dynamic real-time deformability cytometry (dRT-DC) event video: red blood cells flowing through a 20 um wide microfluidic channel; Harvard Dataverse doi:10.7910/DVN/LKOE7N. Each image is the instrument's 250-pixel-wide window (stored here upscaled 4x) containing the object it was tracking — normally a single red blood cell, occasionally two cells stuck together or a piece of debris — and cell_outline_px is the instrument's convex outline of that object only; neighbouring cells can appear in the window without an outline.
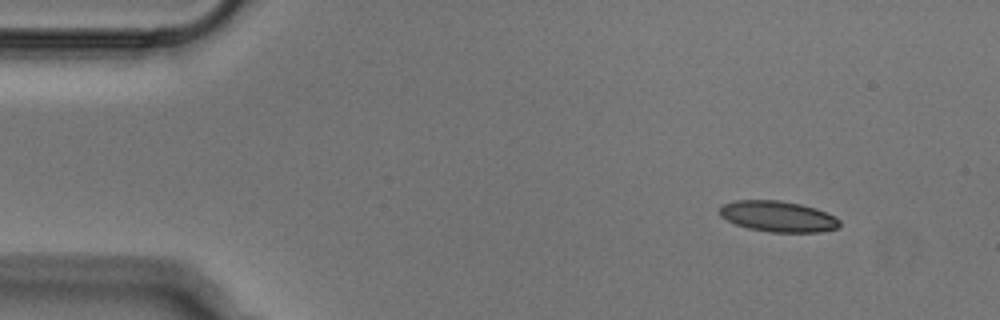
{"species": "Egyptian fruit bat (a non-hibernating species)", "species_latin": "Rousettus aegyptiacus", "temperature_condition": "cold", "stored_images_in_passage": 47, "camera_frame_rate_fps": 3000, "um_per_image_px": 0.085, "animal": {"sex": "male"}, "frame": {"image": 1, "passage_image": 1, "time_ms": 0.0, "image_size_px": [1000, 320], "cell_outline_px": [[840, 224], [836, 228], [820, 232], [768, 232], [748, 228], [736, 224], [720, 216], [720, 208], [724, 204], [736, 200], [780, 200], [800, 204], [816, 208], [828, 212], [836, 216], [840, 220]], "centroid_in_image_um": [66.16, 18.39], "position_along_channel_um": 18.8, "area_um2": 21.62}}
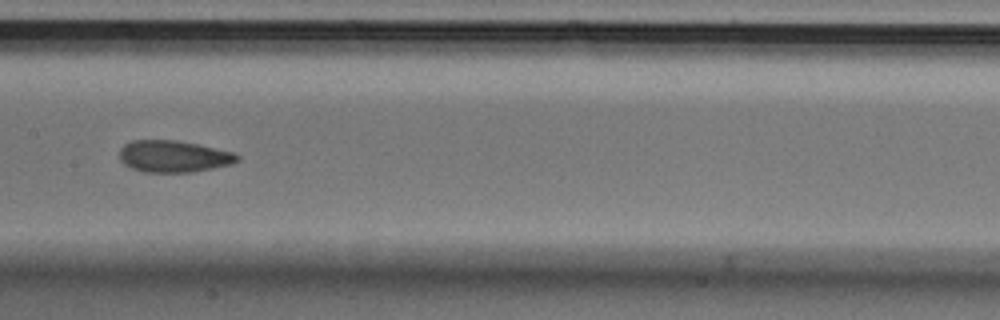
{"frame": {"image": 2, "passage_image": 21, "time_ms": 6.667, "image_size_px": [1000, 320], "cell_outline_px": [[240, 160], [232, 164], [192, 172], [144, 172], [132, 168], [124, 164], [120, 160], [120, 148], [124, 144], [132, 140], [176, 140], [236, 152], [240, 156]], "centroid_in_image_um": [14.77, 13.29], "position_along_channel_um": 192.6, "area_um2": 21.91}}
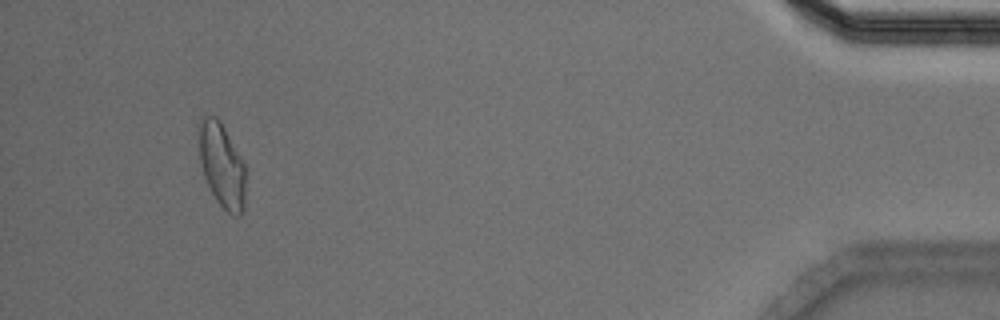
{"frame": {"image": 3, "passage_image": 44, "time_ms": 14.333, "image_size_px": [1000, 320], "cell_outline_px": [[244, 212], [240, 216], [232, 216], [216, 200], [204, 176], [200, 164], [196, 128], [196, 124], [204, 116], [216, 116], [220, 120], [244, 164]], "centroid_in_image_um": [18.8, 14.01], "position_along_channel_um": 416.4, "area_um2": 23.12}}